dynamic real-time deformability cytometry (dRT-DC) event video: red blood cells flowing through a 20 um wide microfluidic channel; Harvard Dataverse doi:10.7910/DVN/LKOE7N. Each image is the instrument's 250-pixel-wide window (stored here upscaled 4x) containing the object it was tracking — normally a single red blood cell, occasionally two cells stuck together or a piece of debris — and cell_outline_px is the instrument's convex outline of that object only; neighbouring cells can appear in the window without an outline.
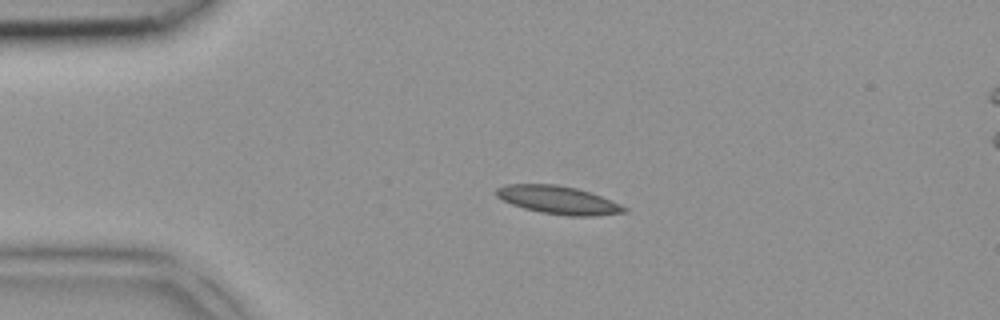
{"species": "common noctule bat (a hibernating species)", "species_latin": "Nyctalus noctula", "temperature_condition": "room temperature", "stored_images_in_passage": 4, "camera_frame_rate_fps": 3000, "um_per_image_px": 0.085, "animal": {"sex": "female", "body_mass_g": 18.4}, "frame": {"image": 1, "passage_image": 1, "time_ms": 0.0, "image_size_px": [1000, 320], "cell_outline_px": [[628, 212], [596, 216], [568, 216], [540, 212], [524, 208], [512, 204], [496, 196], [496, 188], [504, 184], [556, 184], [576, 188], [612, 200], [628, 208]], "centroid_in_image_um": [47.47, 17.0], "position_along_channel_um": 37.5, "area_um2": 20.92}}
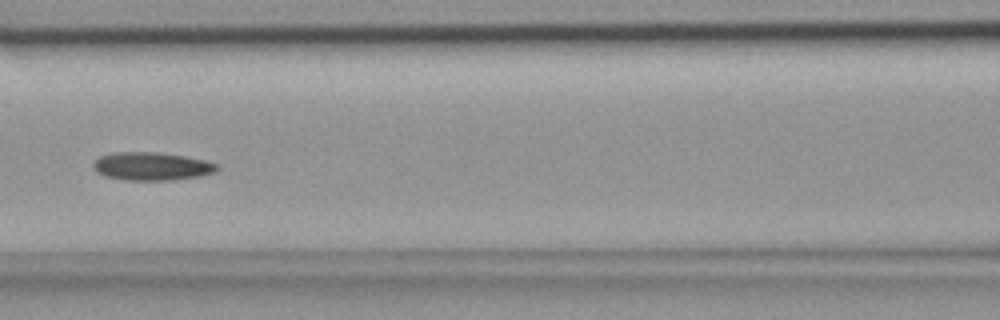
{"frame": {"image": 2, "passage_image": 4, "time_ms": 1.0, "image_size_px": [1000, 320], "cell_outline_px": [[220, 168], [216, 172], [200, 176], [172, 180], [124, 180], [104, 176], [96, 172], [92, 168], [92, 164], [100, 156], [112, 152], [156, 152], [184, 156], [204, 160], [220, 164]], "centroid_in_image_um": [12.9, 14.14], "position_along_channel_um": 153.7, "area_um2": 20.52}}